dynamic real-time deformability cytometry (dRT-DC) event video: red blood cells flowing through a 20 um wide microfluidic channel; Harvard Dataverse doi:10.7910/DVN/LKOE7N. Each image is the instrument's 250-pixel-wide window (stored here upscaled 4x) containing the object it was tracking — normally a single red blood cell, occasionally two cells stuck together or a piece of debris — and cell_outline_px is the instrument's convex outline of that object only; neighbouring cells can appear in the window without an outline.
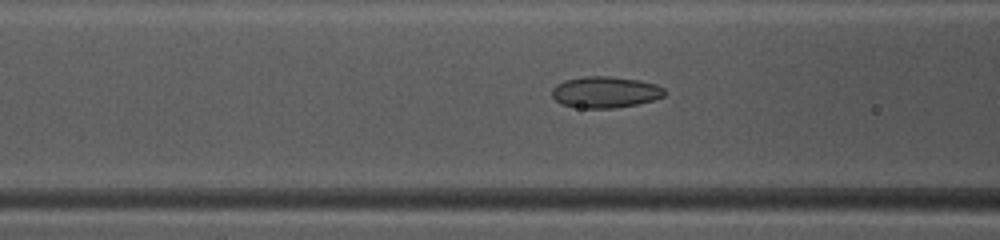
{"species": "common noctule bat (a hibernating species)", "species_latin": "Nyctalus noctula", "temperature_condition": "warm", "stored_images_in_passage": 49, "camera_frame_rate_fps": 3000, "um_per_image_px": 0.085, "animal": {"sex": "female", "body_mass_g": 10.0, "forearm_length_mm": 53.1}, "frame": {"image": 1, "passage_image": 20, "time_ms": 6.333, "image_size_px": [1000, 240], "cell_outline_px": [[668, 92], [664, 96], [652, 100], [636, 104], [616, 108], [580, 108], [560, 104], [552, 96], [552, 88], [556, 84], [564, 80], [584, 76], [608, 76], [640, 80], [656, 84], [664, 88]], "centroid_in_image_um": [51.44, 7.83], "position_along_channel_um": 115.2, "area_um2": 20.75}}
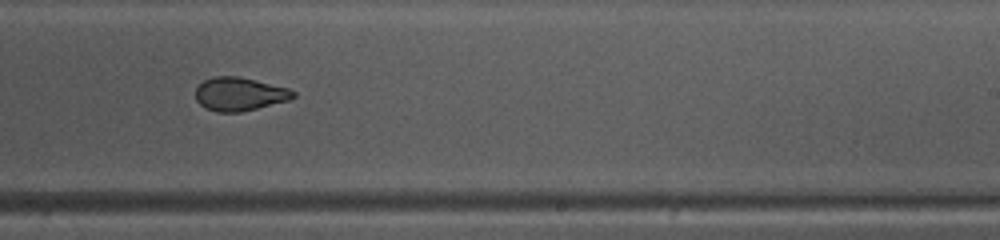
{"frame": {"image": 2, "passage_image": 31, "time_ms": 10.0, "image_size_px": [1000, 240], "cell_outline_px": [[296, 96], [288, 100], [240, 112], [216, 112], [204, 108], [196, 100], [196, 88], [204, 80], [212, 76], [236, 76], [288, 88], [296, 92]], "centroid_in_image_um": [20.32, 8.0], "position_along_channel_um": 268.7, "area_um2": 18.84}}
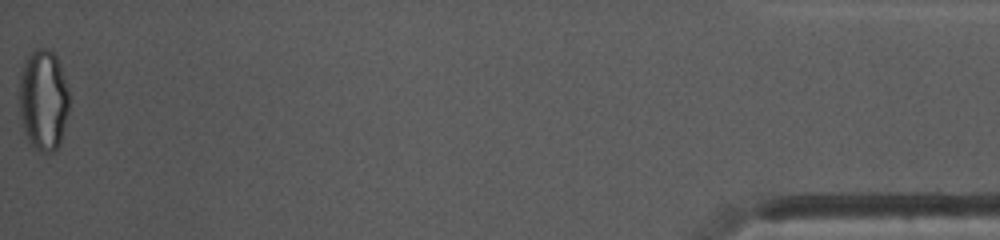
{"frame": {"image": 3, "passage_image": 49, "time_ms": 16.0, "image_size_px": [1000, 240], "cell_outline_px": [[68, 112], [60, 144], [52, 152], [44, 152], [36, 148], [28, 140], [24, 132], [20, 116], [20, 76], [24, 64], [28, 56], [36, 48], [48, 48], [56, 56], [68, 88]], "centroid_in_image_um": [3.69, 8.5], "position_along_channel_um": 431.5, "area_um2": 29.07}, "authors_computed_cell_mechanics": {"area_um2": 21.4438, "velocity_mm_per_s": 4.1826, "shape_relaxation_time_tau1_ms": 10.0615, "shape_relaxation_time_tau2_ms": 1.4529, "deformation_change_tau1": 0.1867, "deformation_change_tau2": 0.0619}}